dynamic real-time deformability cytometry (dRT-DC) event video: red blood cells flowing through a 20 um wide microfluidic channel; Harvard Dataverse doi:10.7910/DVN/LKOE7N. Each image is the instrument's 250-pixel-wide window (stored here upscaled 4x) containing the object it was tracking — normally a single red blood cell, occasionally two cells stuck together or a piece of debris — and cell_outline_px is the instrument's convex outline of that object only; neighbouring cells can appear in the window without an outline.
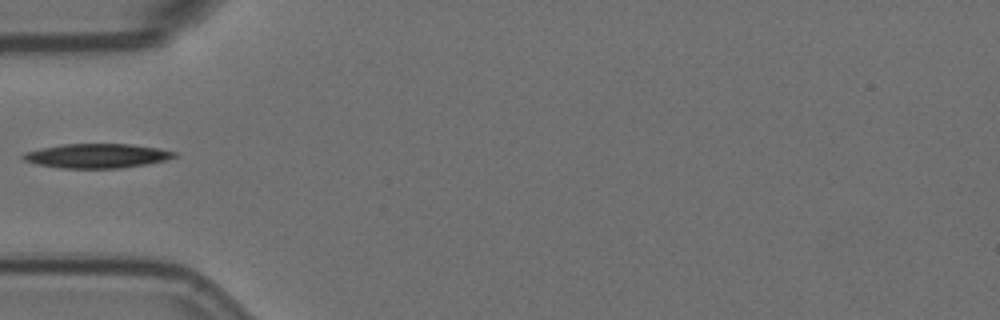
{"species": "Egyptian fruit bat (a non-hibernating species)", "species_latin": "Rousettus aegyptiacus", "temperature_condition": "room temperature", "stored_images_in_passage": 39, "camera_frame_rate_fps": 3000, "um_per_image_px": 0.085, "animal": {"sex": "female"}, "frame": {"image": 1, "passage_image": 1, "time_ms": 0.0, "image_size_px": [1000, 320], "cell_outline_px": [[176, 156], [164, 160], [148, 164], [120, 168], [64, 168], [40, 164], [24, 160], [20, 156], [24, 152], [40, 148], [64, 144], [128, 144], [160, 148], [176, 152]], "centroid_in_image_um": [8.24, 13.24], "position_along_channel_um": 76.8, "area_um2": 21.27}}
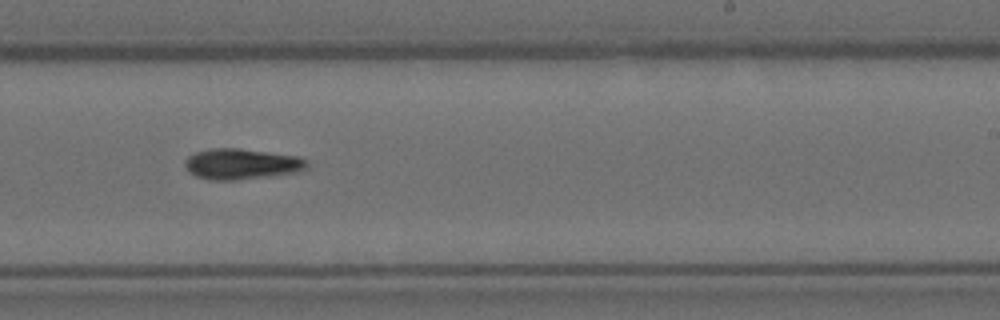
{"frame": {"image": 2, "passage_image": 17, "time_ms": 5.333, "image_size_px": [1000, 320], "cell_outline_px": [[308, 168], [300, 172], [236, 180], [208, 180], [196, 176], [188, 172], [184, 164], [184, 160], [188, 156], [196, 152], [212, 148], [240, 148], [300, 156], [308, 160]], "centroid_in_image_um": [20.56, 13.94], "position_along_channel_um": 268.4, "area_um2": 22.2}}
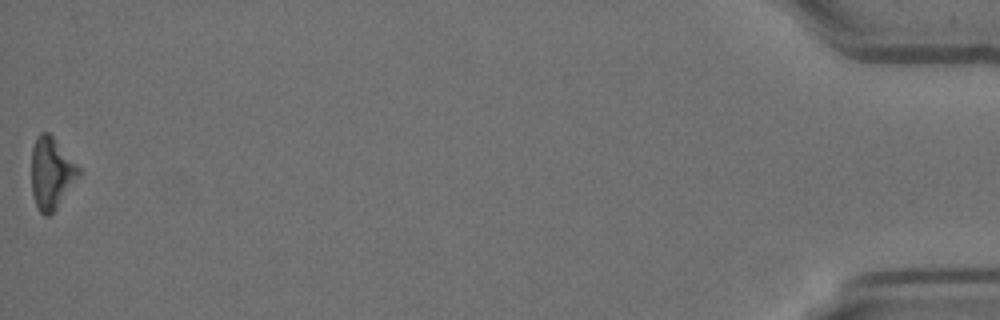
{"frame": {"image": 3, "passage_image": 39, "time_ms": 12.667, "image_size_px": [1000, 320], "cell_outline_px": [[80, 172], [56, 208], [48, 216], [44, 216], [40, 212], [36, 204], [32, 192], [32, 148], [36, 136], [40, 132], [48, 132], [52, 136], [80, 168]], "centroid_in_image_um": [4.33, 14.69], "position_along_channel_um": 430.9, "area_um2": 19.13}}